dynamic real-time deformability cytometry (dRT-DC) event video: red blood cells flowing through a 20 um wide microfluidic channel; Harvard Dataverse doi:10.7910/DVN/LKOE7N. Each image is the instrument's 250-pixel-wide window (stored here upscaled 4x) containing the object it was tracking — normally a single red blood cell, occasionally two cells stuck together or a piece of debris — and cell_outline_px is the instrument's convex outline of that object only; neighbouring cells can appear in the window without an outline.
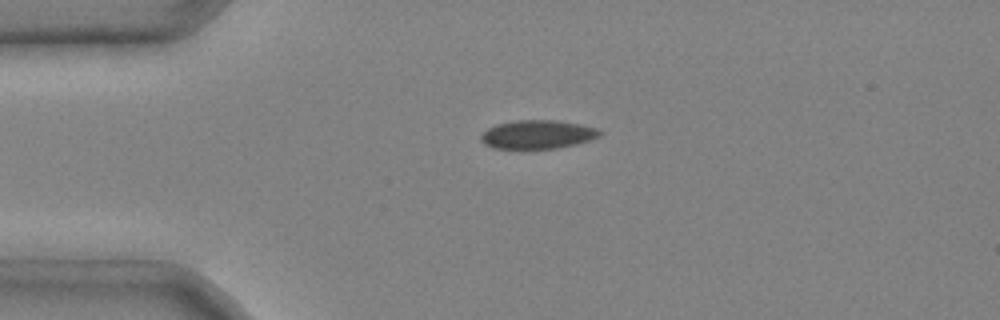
{"species": "common noctule bat (a hibernating species)", "species_latin": "Nyctalus noctula", "temperature_condition": "cold", "stored_images_in_passage": 1, "camera_frame_rate_fps": 3000, "um_per_image_px": 0.085, "animal": {"sex": "male", "body_mass_g": 20.4}, "frame": {"image": 1, "passage_image": 1, "time_ms": 0.0, "image_size_px": [1000, 320], "cell_outline_px": [[604, 132], [600, 136], [576, 144], [556, 148], [492, 148], [484, 144], [480, 140], [480, 136], [488, 128], [496, 124], [516, 120], [556, 120], [580, 124], [600, 128]], "centroid_in_image_um": [45.72, 11.42], "position_along_channel_um": 39.3, "area_um2": 19.88}}